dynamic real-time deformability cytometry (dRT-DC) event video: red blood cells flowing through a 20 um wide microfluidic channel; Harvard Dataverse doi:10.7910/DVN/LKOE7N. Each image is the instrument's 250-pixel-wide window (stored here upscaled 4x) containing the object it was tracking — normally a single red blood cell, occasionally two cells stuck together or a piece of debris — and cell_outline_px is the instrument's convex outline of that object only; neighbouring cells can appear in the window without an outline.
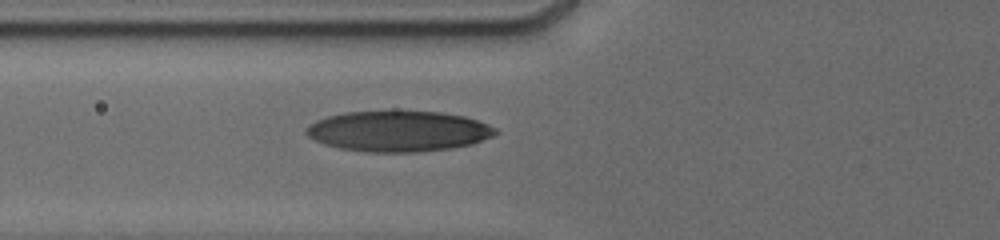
{"species": "human", "species_latin": "Homo sapiens", "temperature_condition": "cold", "stored_images_in_passage": 4, "camera_frame_rate_fps": 3000, "um_per_image_px": 0.085, "donor": {"sex": "male"}, "frame": {"image": 1, "passage_image": 4, "time_ms": 2.333, "image_size_px": [1000, 240], "cell_outline_px": [[500, 132], [492, 136], [472, 144], [452, 148], [416, 152], [368, 152], [340, 148], [324, 144], [312, 140], [304, 132], [304, 128], [316, 120], [328, 116], [348, 112], [440, 112], [464, 116], [488, 124], [496, 128]], "centroid_in_image_um": [33.85, 11.16], "position_along_channel_um": 92.0, "area_um2": 44.68}}